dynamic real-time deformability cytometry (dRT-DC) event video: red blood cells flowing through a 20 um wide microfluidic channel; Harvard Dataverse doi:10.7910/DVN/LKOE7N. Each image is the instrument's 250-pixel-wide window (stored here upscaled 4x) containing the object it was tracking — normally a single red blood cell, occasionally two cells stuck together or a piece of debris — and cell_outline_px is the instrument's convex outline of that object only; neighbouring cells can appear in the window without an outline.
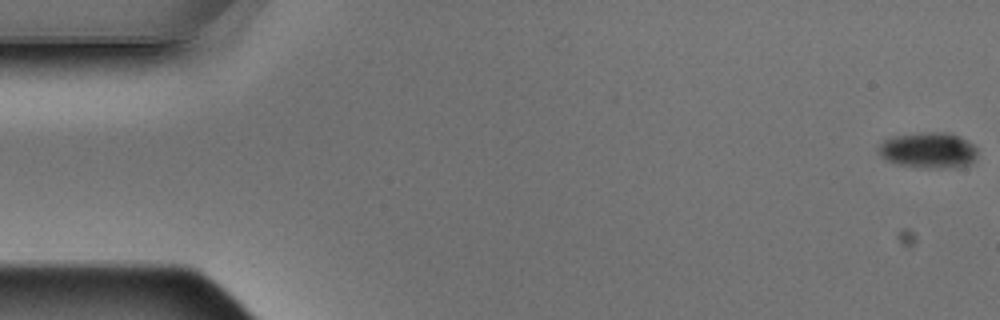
{"species": "Egyptian fruit bat (a non-hibernating species)", "species_latin": "Rousettus aegyptiacus", "temperature_condition": "warm", "stored_images_in_passage": 3, "camera_frame_rate_fps": 3000, "um_per_image_px": 0.085, "animal": {"sex": "male"}, "frame": {"image": 1, "passage_image": 1, "time_ms": 0.0, "image_size_px": [1000, 320], "cell_outline_px": [[976, 156], [968, 164], [956, 168], [924, 168], [900, 164], [888, 160], [880, 152], [880, 144], [884, 140], [892, 136], [920, 132], [948, 132], [960, 136], [972, 144], [976, 148]], "centroid_in_image_um": [78.95, 12.76], "position_along_channel_um": 6.1, "area_um2": 20.46}}